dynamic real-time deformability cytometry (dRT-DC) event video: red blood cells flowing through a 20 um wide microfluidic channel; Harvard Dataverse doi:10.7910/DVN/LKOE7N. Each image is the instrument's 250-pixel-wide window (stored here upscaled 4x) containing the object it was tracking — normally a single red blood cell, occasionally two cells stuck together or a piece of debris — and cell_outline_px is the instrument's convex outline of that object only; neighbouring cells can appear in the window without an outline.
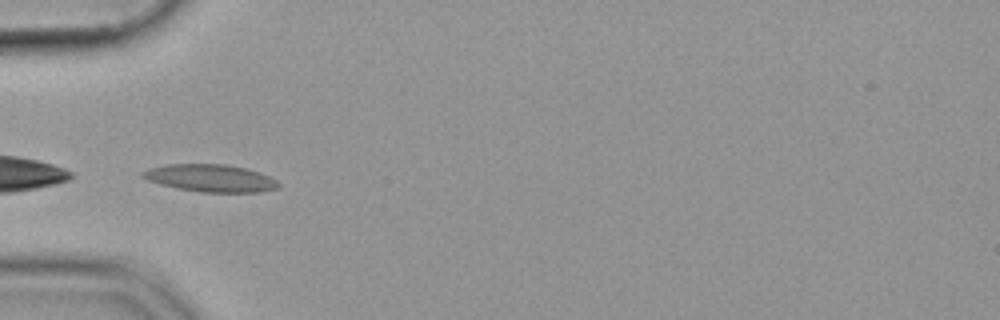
{"species": "common noctule bat (a hibernating species)", "species_latin": "Nyctalus noctula", "temperature_condition": "cold", "stored_images_in_passage": 36, "camera_frame_rate_fps": 3000, "um_per_image_px": 0.085, "animal": {"sex": "female", "body_mass_g": 19.9}, "frame": {"image": 1, "passage_image": 1, "time_ms": 0.0, "image_size_px": [1000, 320], "cell_outline_px": [[280, 184], [276, 188], [260, 192], [200, 192], [176, 188], [160, 184], [148, 180], [140, 176], [140, 172], [148, 168], [168, 164], [224, 164], [248, 168], [268, 176], [276, 180]], "centroid_in_image_um": [17.85, 15.13], "position_along_channel_um": 67.1, "area_um2": 21.73}}
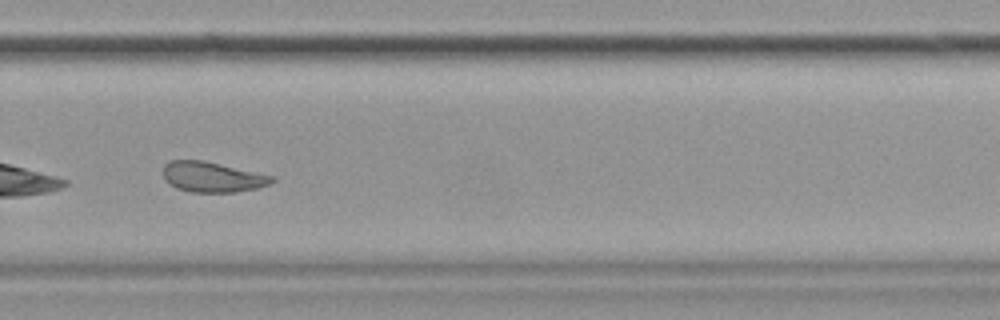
{"frame": {"image": 2, "passage_image": 21, "time_ms": 6.667, "image_size_px": [1000, 320], "cell_outline_px": [[276, 180], [268, 184], [256, 188], [236, 192], [192, 192], [176, 188], [168, 184], [164, 180], [164, 164], [172, 160], [204, 160], [276, 176]], "centroid_in_image_um": [18.06, 15.04], "position_along_channel_um": 311.7, "area_um2": 19.36}}